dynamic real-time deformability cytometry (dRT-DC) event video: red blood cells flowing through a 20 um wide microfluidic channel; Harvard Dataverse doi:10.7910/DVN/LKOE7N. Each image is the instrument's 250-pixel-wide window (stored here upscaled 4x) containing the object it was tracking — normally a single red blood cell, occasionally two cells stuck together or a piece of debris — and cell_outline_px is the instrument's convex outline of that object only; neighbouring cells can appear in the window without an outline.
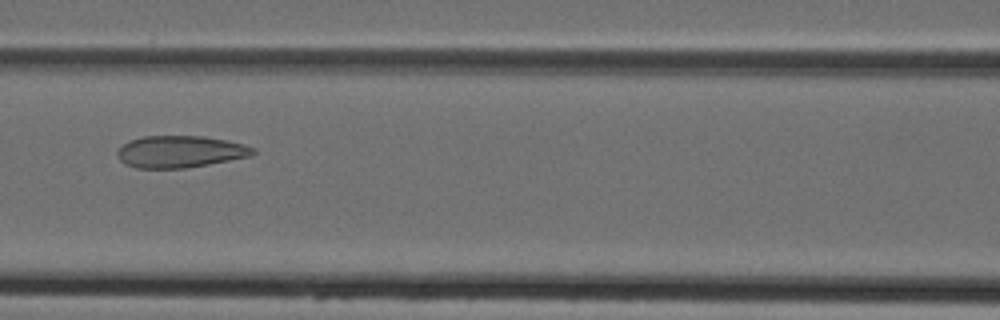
{"species": "Egyptian fruit bat (a non-hibernating species)", "species_latin": "Rousettus aegyptiacus", "temperature_condition": "cold", "stored_images_in_passage": 6, "camera_frame_rate_fps": 3000, "um_per_image_px": 0.085, "animal": {"sex": "female"}, "frame": {"image": 1, "passage_image": 6, "time_ms": 6.667, "image_size_px": [1000, 320], "cell_outline_px": [[256, 152], [252, 156], [208, 164], [184, 168], [136, 168], [124, 164], [120, 160], [116, 152], [128, 140], [144, 136], [204, 136], [244, 144], [256, 148]], "centroid_in_image_um": [15.31, 12.89], "position_along_channel_um": 151.3, "area_um2": 25.26}}